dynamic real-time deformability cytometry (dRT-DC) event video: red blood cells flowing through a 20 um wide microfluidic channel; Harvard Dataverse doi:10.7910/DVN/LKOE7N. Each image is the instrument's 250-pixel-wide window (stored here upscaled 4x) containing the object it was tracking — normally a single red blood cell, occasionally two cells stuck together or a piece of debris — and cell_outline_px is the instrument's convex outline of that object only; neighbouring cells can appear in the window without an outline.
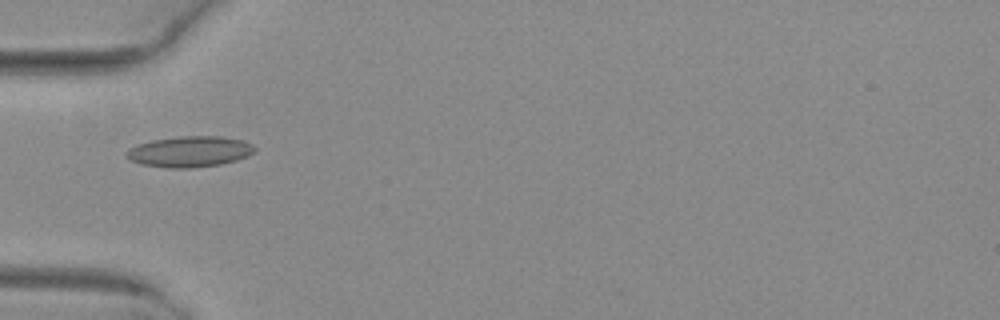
{"species": "common noctule bat (a hibernating species)", "species_latin": "Nyctalus noctula", "temperature_condition": "warm", "stored_images_in_passage": 2, "camera_frame_rate_fps": 3000, "um_per_image_px": 0.085, "animal": {"sex": "female", "body_mass_g": 29.2, "forearm_length_mm": 56.3}, "frame": {"image": 1, "passage_image": 1, "time_ms": 0.0, "image_size_px": [1000, 320], "cell_outline_px": [[256, 152], [248, 156], [236, 160], [220, 164], [192, 168], [168, 168], [140, 164], [124, 156], [124, 152], [128, 148], [136, 144], [152, 140], [180, 136], [220, 136], [244, 140], [252, 144], [256, 148]], "centroid_in_image_um": [16.11, 12.88], "position_along_channel_um": 68.9, "area_um2": 23.35}}
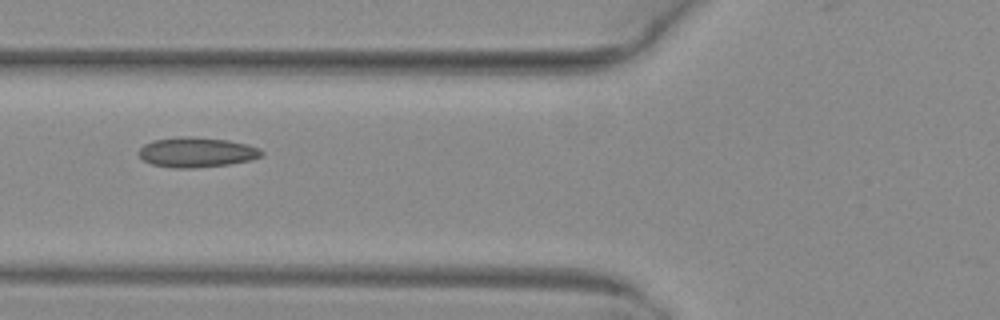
{"frame": {"image": 2, "passage_image": 2, "time_ms": 0.333, "image_size_px": [1000, 320], "cell_outline_px": [[264, 156], [252, 160], [228, 164], [196, 168], [172, 168], [152, 164], [144, 160], [140, 156], [140, 148], [144, 144], [152, 140], [184, 136], [192, 136], [228, 140], [248, 144], [260, 148], [264, 152]], "centroid_in_image_um": [16.77, 12.94], "position_along_channel_um": 109.0, "area_um2": 21.62}}